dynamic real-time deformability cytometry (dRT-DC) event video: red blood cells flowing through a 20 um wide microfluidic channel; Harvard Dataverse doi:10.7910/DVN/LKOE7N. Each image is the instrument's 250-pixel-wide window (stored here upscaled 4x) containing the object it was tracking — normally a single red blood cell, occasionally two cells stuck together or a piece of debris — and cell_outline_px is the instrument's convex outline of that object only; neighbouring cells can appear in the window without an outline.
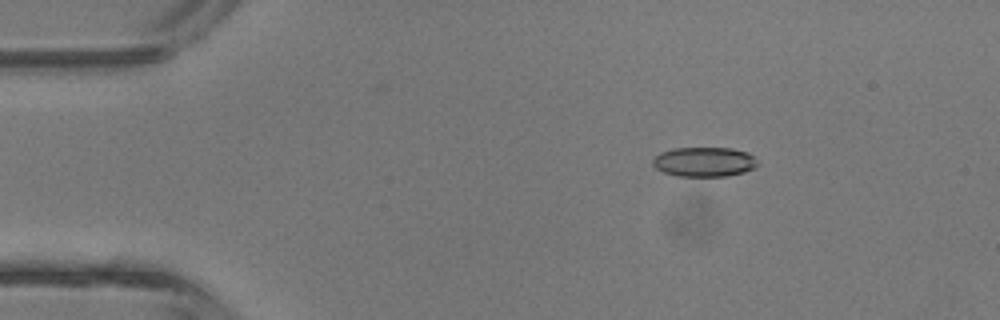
{"species": "common noctule bat (a hibernating species)", "species_latin": "Nyctalus noctula", "temperature_condition": "room temperature", "stored_images_in_passage": 4, "camera_frame_rate_fps": 3000, "um_per_image_px": 0.085, "animal": {"sex": "male", "body_mass_g": 13.3}, "frame": {"image": 1, "passage_image": 1, "time_ms": 0.0, "image_size_px": [1000, 320], "cell_outline_px": [[756, 164], [752, 168], [744, 172], [728, 176], [676, 176], [664, 172], [656, 168], [652, 164], [652, 160], [660, 152], [676, 148], [732, 148], [748, 152], [756, 160]], "centroid_in_image_um": [59.83, 13.76], "position_along_channel_um": 25.2, "area_um2": 17.98}}
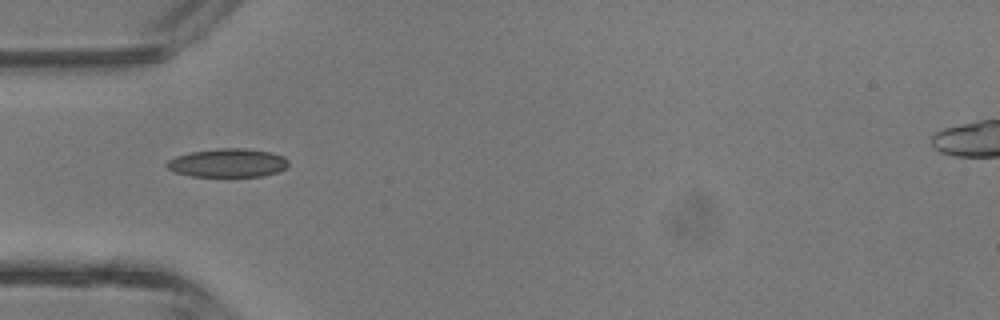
{"frame": {"image": 2, "passage_image": 3, "time_ms": 2.333, "image_size_px": [1000, 320], "cell_outline_px": [[288, 168], [280, 172], [264, 176], [192, 176], [176, 172], [168, 168], [164, 164], [168, 160], [176, 156], [192, 152], [220, 148], [244, 148], [272, 152], [284, 156], [288, 160]], "centroid_in_image_um": [19.42, 13.85], "position_along_channel_um": 65.6, "area_um2": 20.35}}
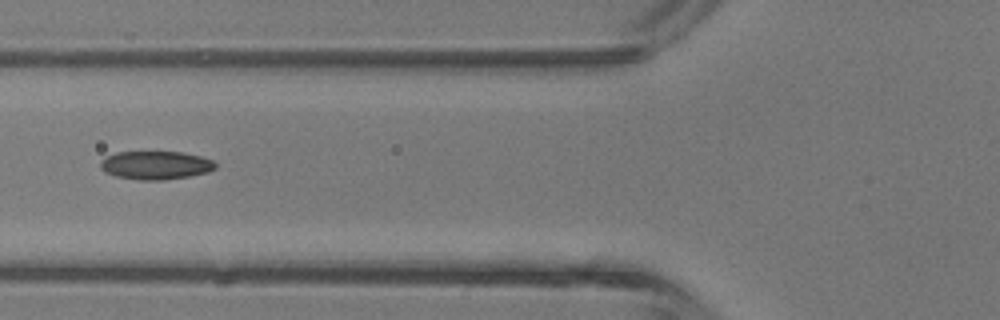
{"frame": {"image": 3, "passage_image": 4, "time_ms": 3.333, "image_size_px": [1000, 320], "cell_outline_px": [[216, 168], [208, 172], [188, 176], [164, 180], [140, 180], [116, 176], [104, 172], [100, 168], [100, 160], [116, 152], [184, 152], [200, 156], [212, 160], [216, 164]], "centroid_in_image_um": [13.22, 14.04], "position_along_channel_um": 112.6, "area_um2": 19.02}}